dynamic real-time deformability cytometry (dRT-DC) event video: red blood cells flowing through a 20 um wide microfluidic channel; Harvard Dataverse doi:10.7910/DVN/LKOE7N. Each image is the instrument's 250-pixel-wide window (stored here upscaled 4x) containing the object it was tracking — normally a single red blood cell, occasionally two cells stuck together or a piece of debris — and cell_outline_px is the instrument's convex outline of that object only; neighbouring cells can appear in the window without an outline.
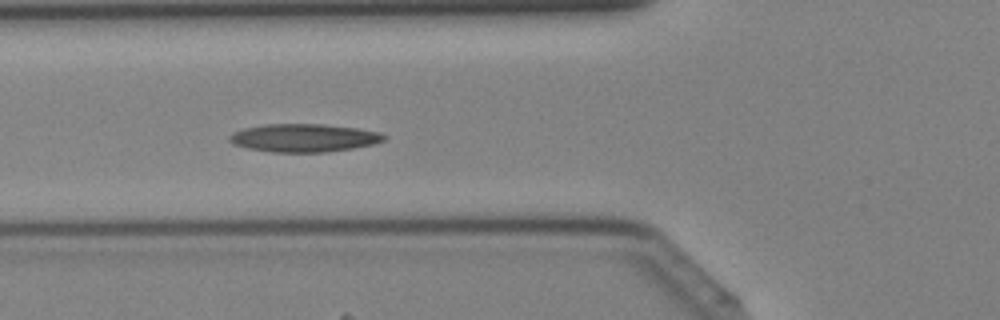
{"species": "Egyptian fruit bat (a non-hibernating species)", "species_latin": "Rousettus aegyptiacus", "temperature_condition": "cold", "stored_images_in_passage": 30, "camera_frame_rate_fps": 3000, "um_per_image_px": 0.085, "animal": {"sex": "female"}, "frame": {"image": 1, "passage_image": 5, "time_ms": 1.333, "image_size_px": [1000, 320], "cell_outline_px": [[388, 136], [384, 140], [372, 144], [352, 148], [328, 152], [272, 152], [248, 148], [232, 144], [228, 140], [228, 136], [232, 132], [244, 128], [268, 124], [320, 124], [356, 128], [380, 132]], "centroid_in_image_um": [25.8, 11.72], "position_along_channel_um": 100.0, "area_um2": 25.26}}
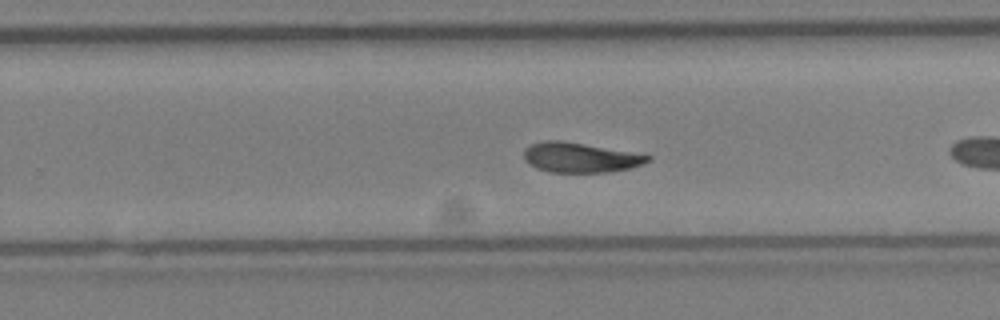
{"frame": {"image": 2, "passage_image": 14, "time_ms": 4.333, "image_size_px": [1000, 320], "cell_outline_px": [[652, 160], [644, 164], [632, 168], [604, 172], [548, 172], [536, 168], [528, 164], [524, 160], [524, 148], [528, 144], [544, 140], [560, 140], [584, 144], [652, 156]], "centroid_in_image_um": [49.26, 13.39], "position_along_channel_um": 280.5, "area_um2": 21.62}}
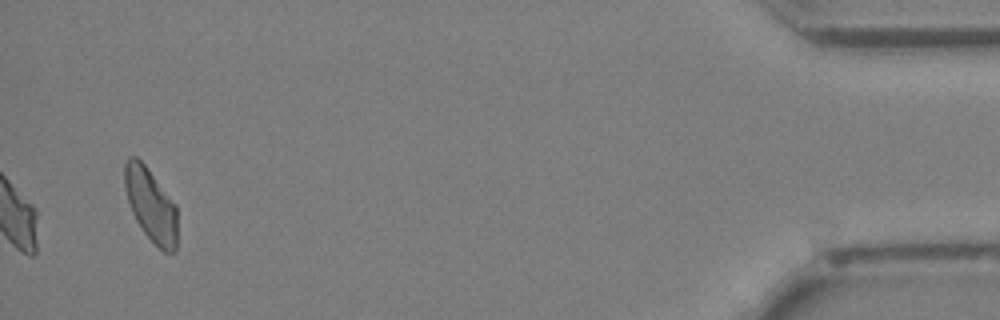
{"frame": {"image": 3, "passage_image": 30, "time_ms": 9.667, "image_size_px": [1000, 320], "cell_outline_px": [[176, 252], [164, 252], [144, 232], [136, 220], [132, 212], [124, 188], [124, 164], [128, 156], [136, 156], [144, 164], [176, 204]], "centroid_in_image_um": [12.8, 17.39], "position_along_channel_um": 422.4, "area_um2": 22.25}}